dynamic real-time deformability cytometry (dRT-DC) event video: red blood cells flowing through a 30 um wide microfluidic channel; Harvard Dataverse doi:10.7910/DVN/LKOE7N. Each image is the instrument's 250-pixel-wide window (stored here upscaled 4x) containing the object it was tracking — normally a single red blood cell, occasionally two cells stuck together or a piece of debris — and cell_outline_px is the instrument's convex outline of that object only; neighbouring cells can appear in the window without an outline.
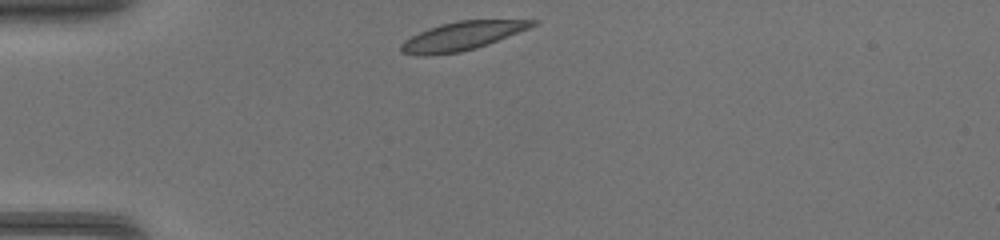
{"species": "common noctule bat (a hibernating species)", "species_latin": "Nyctalus noctula", "temperature_condition": "warm", "stored_images_in_passage": 30, "camera_frame_rate_fps": 3000, "um_per_image_px": 0.085, "animal": {"sex": "female", "body_mass_g": 17.0, "forearm_length_mm": 48.0}, "frame": {"image": 1, "passage_image": 1, "time_ms": 0.0, "image_size_px": [1000, 240], "cell_outline_px": [[540, 20], [536, 24], [528, 28], [488, 44], [476, 48], [460, 52], [428, 56], [420, 56], [400, 52], [400, 44], [404, 40], [428, 28], [440, 24], [456, 20]], "centroid_in_image_um": [39.22, 3.07], "position_along_channel_um": 45.8, "area_um2": 21.79}}
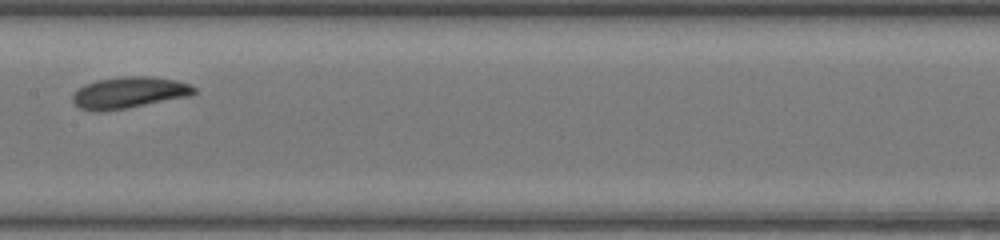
{"frame": {"image": 2, "passage_image": 13, "time_ms": 4.0, "image_size_px": [1000, 240], "cell_outline_px": [[196, 92], [192, 96], [128, 108], [100, 112], [96, 112], [80, 108], [72, 100], [72, 96], [76, 88], [84, 84], [96, 80], [120, 76], [152, 76], [176, 80], [192, 84], [196, 88]], "centroid_in_image_um": [10.99, 7.86], "position_along_channel_um": 196.4, "area_um2": 22.77}}
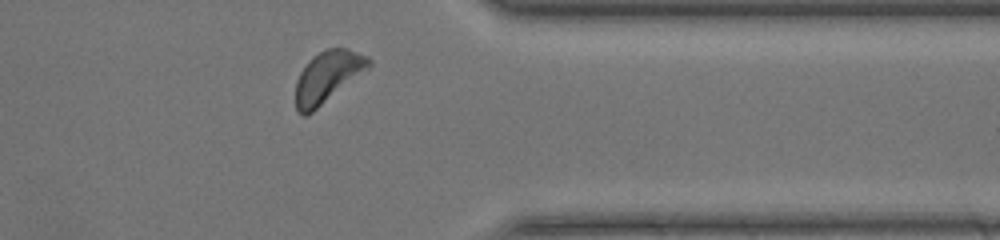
{"frame": {"image": 3, "passage_image": 26, "time_ms": 8.333, "image_size_px": [1000, 240], "cell_outline_px": [[372, 64], [368, 68], [312, 112], [304, 116], [300, 116], [296, 112], [296, 80], [300, 72], [308, 60], [312, 56], [324, 48], [348, 48], [368, 56], [372, 60]], "centroid_in_image_um": [27.82, 6.51], "position_along_channel_um": 383.6, "area_um2": 21.85}}